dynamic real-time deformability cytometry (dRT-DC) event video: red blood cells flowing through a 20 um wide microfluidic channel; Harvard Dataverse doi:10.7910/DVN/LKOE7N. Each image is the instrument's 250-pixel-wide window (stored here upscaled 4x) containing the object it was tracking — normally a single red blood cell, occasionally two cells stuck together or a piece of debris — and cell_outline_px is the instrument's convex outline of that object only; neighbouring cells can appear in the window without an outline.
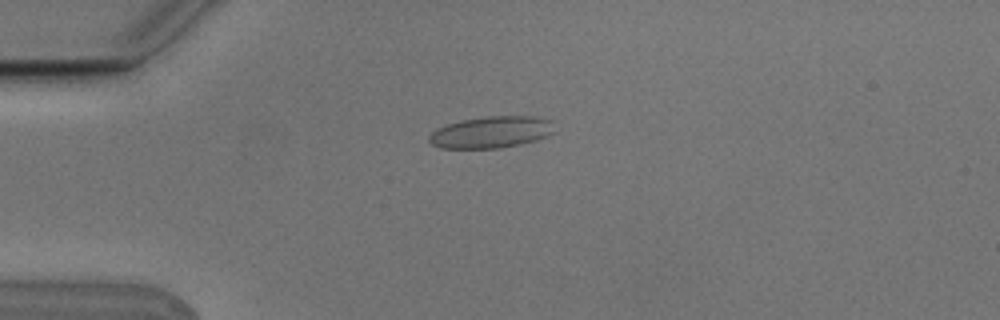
{"species": "Egyptian fruit bat (a non-hibernating species)", "species_latin": "Rousettus aegyptiacus", "temperature_condition": "cold", "stored_images_in_passage": 4, "camera_frame_rate_fps": 3000, "um_per_image_px": 0.085, "animal": {"sex": "male"}, "frame": {"image": 1, "passage_image": 3, "time_ms": 0.667, "image_size_px": [1000, 320], "cell_outline_px": [[552, 132], [548, 136], [536, 140], [520, 144], [500, 148], [440, 148], [432, 144], [428, 140], [428, 136], [436, 128], [448, 124], [464, 120], [488, 116], [536, 116], [552, 120]], "centroid_in_image_um": [41.75, 11.23], "position_along_channel_um": 43.3, "area_um2": 23.06}}